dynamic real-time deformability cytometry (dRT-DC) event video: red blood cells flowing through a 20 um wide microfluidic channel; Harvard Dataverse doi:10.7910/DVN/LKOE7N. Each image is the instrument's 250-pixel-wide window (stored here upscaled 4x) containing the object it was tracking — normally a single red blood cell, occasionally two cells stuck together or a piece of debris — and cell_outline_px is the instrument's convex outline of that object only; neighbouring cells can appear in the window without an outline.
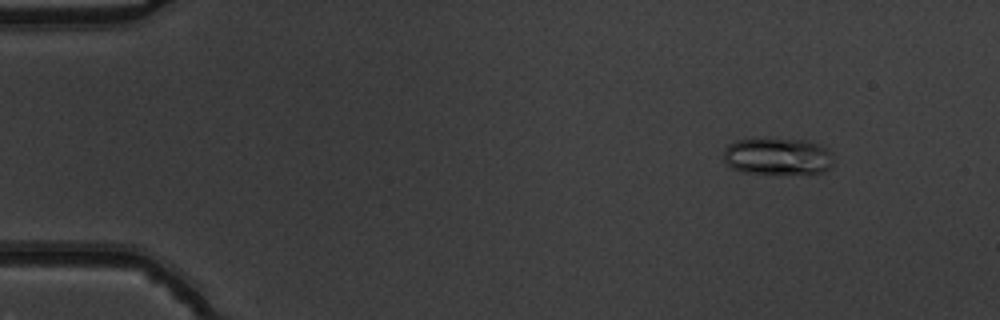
{"species": "common noctule bat (a hibernating species)", "species_latin": "Nyctalus noctula", "temperature_condition": "warm", "stored_images_in_passage": 53, "camera_frame_rate_fps": 3000, "um_per_image_px": 0.085, "animal": {"sex": "male", "body_mass_g": 19.5, "forearm_length_mm": 54.6}, "frame": {"image": 1, "passage_image": 7, "time_ms": 2.0, "image_size_px": [1000, 320], "cell_outline_px": [[832, 164], [824, 172], [744, 172], [732, 168], [724, 160], [724, 148], [728, 144], [736, 140], [808, 140], [820, 144], [828, 152], [832, 160]], "centroid_in_image_um": [66.06, 13.28], "position_along_channel_um": 18.9, "area_um2": 22.72}}
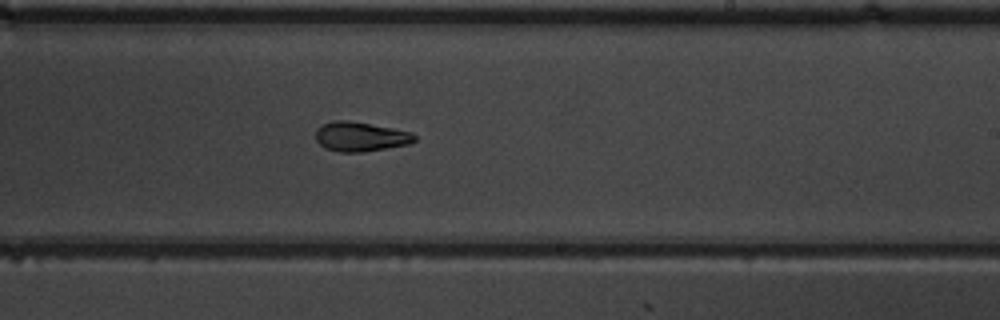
{"frame": {"image": 2, "passage_image": 33, "time_ms": 10.667, "image_size_px": [1000, 320], "cell_outline_px": [[416, 140], [408, 144], [364, 152], [340, 152], [324, 148], [316, 140], [316, 128], [320, 124], [336, 120], [344, 120], [392, 128], [412, 132], [416, 136]], "centroid_in_image_um": [30.61, 11.62], "position_along_channel_um": 258.4, "area_um2": 16.94}}
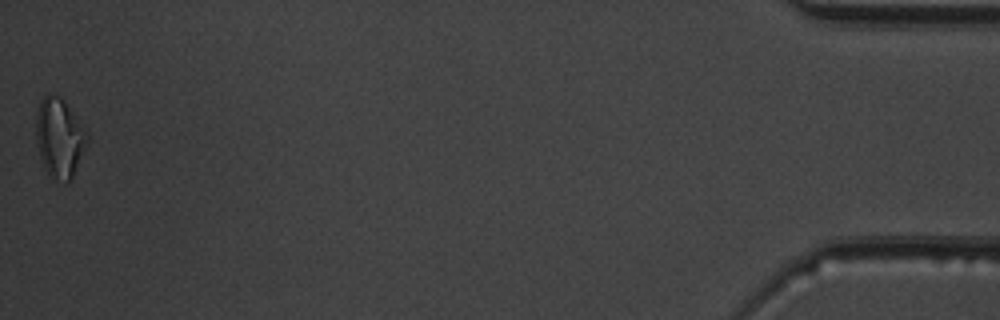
{"frame": {"image": 3, "passage_image": 53, "time_ms": 17.333, "image_size_px": [1000, 320], "cell_outline_px": [[88, 140], [72, 180], [68, 184], [48, 172], [44, 168], [40, 160], [36, 140], [36, 116], [40, 100], [48, 92], [60, 96], [84, 124], [88, 132]], "centroid_in_image_um": [5.07, 11.67], "position_along_channel_um": 430.1, "area_um2": 23.87}, "authors_computed_cell_mechanics": {"area_um2": 17.34, "velocity_mm_per_s": 3.9359, "shape_relaxation_time_tau1_ms": 9.7068, "shape_relaxation_time_tau2_ms": 3.7851, "deformation_change_tau1": 0.2281, "deformation_change_tau2": 0.1139}}